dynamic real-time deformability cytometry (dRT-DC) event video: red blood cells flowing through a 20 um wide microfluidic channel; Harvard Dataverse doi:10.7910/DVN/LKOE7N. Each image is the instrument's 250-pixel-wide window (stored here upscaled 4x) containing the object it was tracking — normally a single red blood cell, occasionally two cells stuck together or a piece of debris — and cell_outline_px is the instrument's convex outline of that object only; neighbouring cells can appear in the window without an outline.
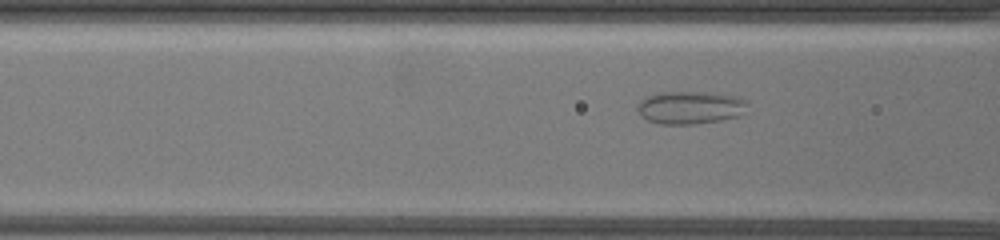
{"species": "common noctule bat (a hibernating species)", "species_latin": "Nyctalus noctula", "temperature_condition": "warm", "stored_images_in_passage": 54, "camera_frame_rate_fps": 3000, "um_per_image_px": 0.085, "animal": {"sex": "female", "body_mass_g": 19.5, "forearm_length_mm": 54.1}, "frame": {"image": 1, "passage_image": 25, "time_ms": 8.0, "image_size_px": [1000, 240], "cell_outline_px": [[748, 104], [740, 116], [720, 120], [692, 124], [660, 124], [648, 120], [640, 116], [636, 108], [640, 100], [656, 92], [708, 92], [736, 96], [748, 100]], "centroid_in_image_um": [58.65, 9.13], "position_along_channel_um": 107.9, "area_um2": 21.21}}
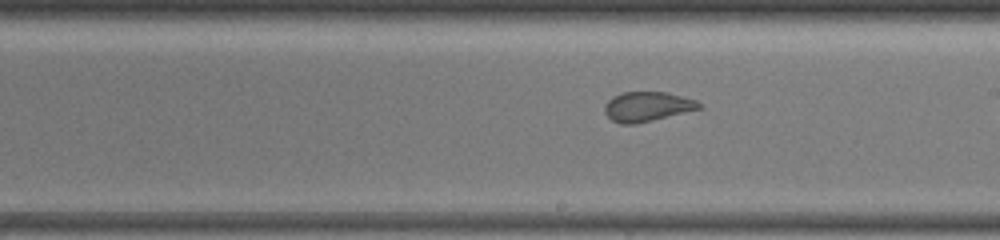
{"frame": {"image": 2, "passage_image": 38, "time_ms": 12.333, "image_size_px": [1000, 240], "cell_outline_px": [[704, 108], [636, 124], [620, 124], [612, 120], [604, 112], [604, 104], [612, 96], [624, 92], [668, 92], [696, 100], [704, 104]], "centroid_in_image_um": [55.05, 9.06], "position_along_channel_um": 234.0, "area_um2": 16.59}}
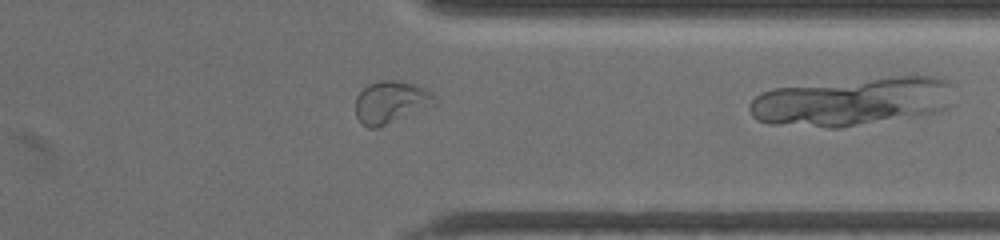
{"frame": {"image": 3, "passage_image": 53, "time_ms": 17.333, "image_size_px": [1000, 240], "cell_outline_px": [[436, 104], [376, 128], [368, 128], [360, 124], [356, 116], [356, 96], [368, 84], [380, 80], [396, 80], [416, 84], [432, 92], [436, 96]], "centroid_in_image_um": [33.21, 8.67], "position_along_channel_um": 378.2, "area_um2": 19.54}}